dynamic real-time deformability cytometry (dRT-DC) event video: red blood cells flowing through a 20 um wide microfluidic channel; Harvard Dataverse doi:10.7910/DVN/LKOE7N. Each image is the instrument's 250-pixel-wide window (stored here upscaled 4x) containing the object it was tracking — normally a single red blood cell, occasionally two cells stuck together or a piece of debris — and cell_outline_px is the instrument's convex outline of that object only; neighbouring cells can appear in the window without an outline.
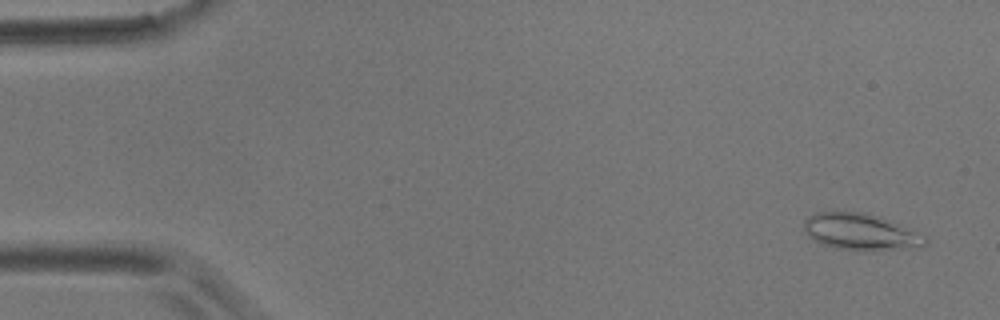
{"species": "common noctule bat (a hibernating species)", "species_latin": "Nyctalus noctula", "temperature_condition": "room temperature", "stored_images_in_passage": 4, "camera_frame_rate_fps": 3000, "um_per_image_px": 0.085, "animal": {"sex": "male", "body_mass_g": 17.9}, "frame": {"image": 1, "passage_image": 1, "time_ms": 0.0, "image_size_px": [1000, 320], "cell_outline_px": [[928, 240], [924, 248], [872, 252], [836, 248], [820, 244], [808, 236], [804, 228], [804, 220], [808, 216], [816, 212], [864, 212], [924, 232], [928, 236]], "centroid_in_image_um": [73.28, 19.75], "position_along_channel_um": 11.7, "area_um2": 26.76}}